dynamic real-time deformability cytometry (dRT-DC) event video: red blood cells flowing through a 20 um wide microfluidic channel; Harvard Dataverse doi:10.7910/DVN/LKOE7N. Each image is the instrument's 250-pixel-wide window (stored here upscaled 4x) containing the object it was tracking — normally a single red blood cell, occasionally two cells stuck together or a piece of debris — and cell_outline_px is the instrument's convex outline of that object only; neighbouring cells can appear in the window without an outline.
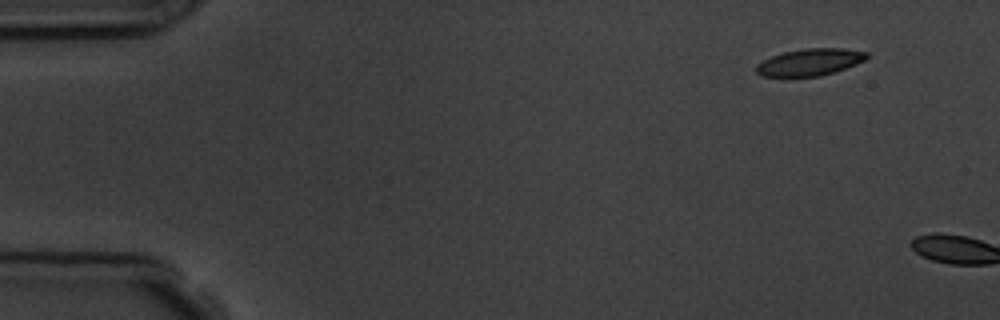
{"species": "common noctule bat (a hibernating species)", "species_latin": "Nyctalus noctula", "temperature_condition": "room temperature", "stored_images_in_passage": 2, "camera_frame_rate_fps": 3000, "um_per_image_px": 0.085, "animal": {"sex": "male", "body_mass_g": 19.5, "forearm_length_mm": 54.6}, "frame": {"image": 1, "passage_image": 1, "time_ms": 0.0, "image_size_px": [1000, 320], "cell_outline_px": [[868, 56], [864, 60], [856, 64], [820, 76], [760, 76], [756, 72], [756, 64], [772, 56], [784, 52], [804, 48], [844, 48], [868, 52]], "centroid_in_image_um": [68.83, 5.27], "position_along_channel_um": 16.2, "area_um2": 17.17}}